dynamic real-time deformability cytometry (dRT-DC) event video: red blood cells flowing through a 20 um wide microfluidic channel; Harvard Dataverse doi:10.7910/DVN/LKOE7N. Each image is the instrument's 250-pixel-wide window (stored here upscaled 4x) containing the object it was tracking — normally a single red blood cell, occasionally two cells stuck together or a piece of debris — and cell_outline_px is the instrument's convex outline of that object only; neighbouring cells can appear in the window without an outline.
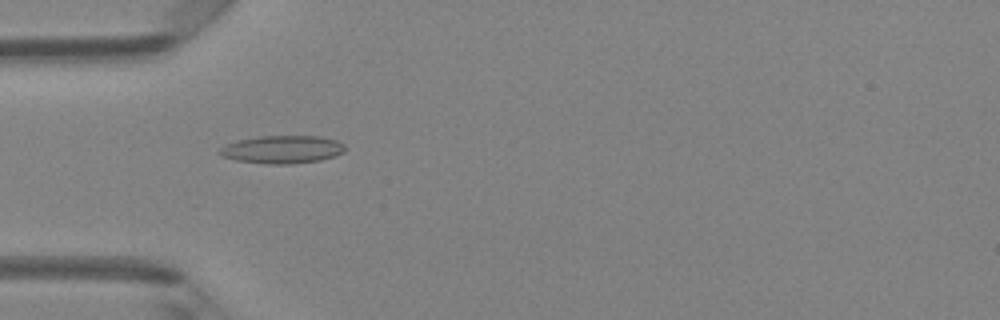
{"species": "Egyptian fruit bat (a non-hibernating species)", "species_latin": "Rousettus aegyptiacus", "temperature_condition": "room temperature", "stored_images_in_passage": 48, "camera_frame_rate_fps": 3000, "um_per_image_px": 0.085, "animal": {"sex": "female"}, "frame": {"image": 1, "passage_image": 15, "time_ms": 4.667, "image_size_px": [1000, 320], "cell_outline_px": [[344, 152], [320, 160], [292, 164], [268, 164], [236, 160], [224, 156], [216, 152], [220, 148], [236, 140], [260, 136], [320, 136], [336, 140], [344, 144]], "centroid_in_image_um": [23.98, 12.7], "position_along_channel_um": 61.0, "area_um2": 20.29}}
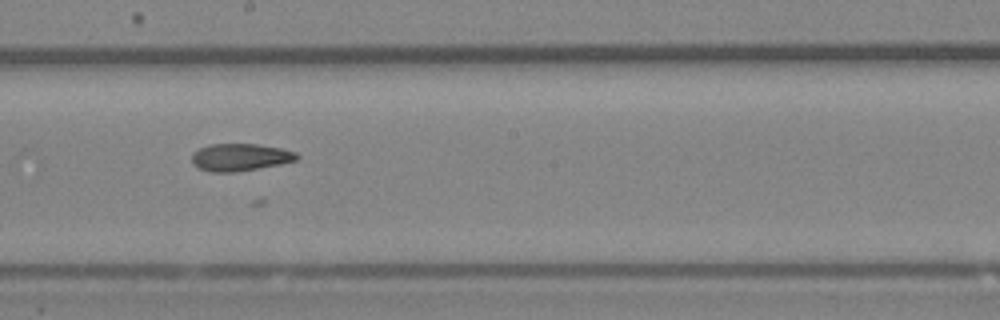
{"frame": {"image": 2, "passage_image": 27, "time_ms": 8.667, "image_size_px": [1000, 320], "cell_outline_px": [[300, 156], [296, 160], [280, 164], [236, 172], [212, 172], [196, 168], [192, 164], [192, 152], [208, 144], [256, 144], [280, 148], [296, 152]], "centroid_in_image_um": [20.37, 13.37], "position_along_channel_um": 227.8, "area_um2": 16.82}}
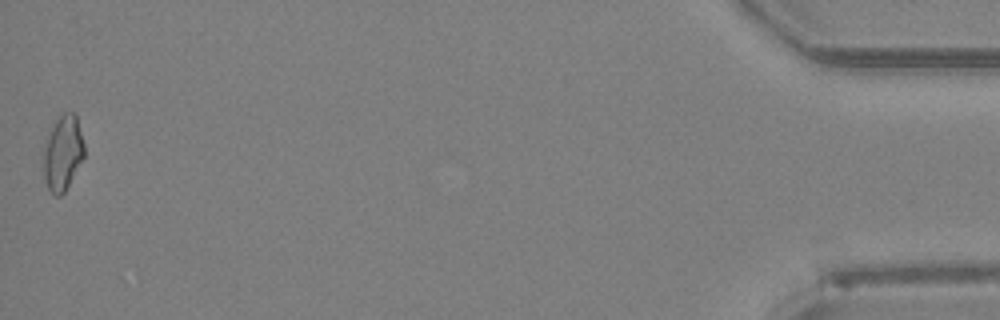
{"frame": {"image": 3, "passage_image": 48, "time_ms": 15.667, "image_size_px": [1000, 320], "cell_outline_px": [[84, 156], [64, 192], [60, 196], [56, 196], [48, 188], [44, 176], [44, 152], [48, 132], [56, 120], [64, 112], [76, 112], [84, 144]], "centroid_in_image_um": [5.35, 12.96], "position_along_channel_um": 429.9, "area_um2": 17.57}}